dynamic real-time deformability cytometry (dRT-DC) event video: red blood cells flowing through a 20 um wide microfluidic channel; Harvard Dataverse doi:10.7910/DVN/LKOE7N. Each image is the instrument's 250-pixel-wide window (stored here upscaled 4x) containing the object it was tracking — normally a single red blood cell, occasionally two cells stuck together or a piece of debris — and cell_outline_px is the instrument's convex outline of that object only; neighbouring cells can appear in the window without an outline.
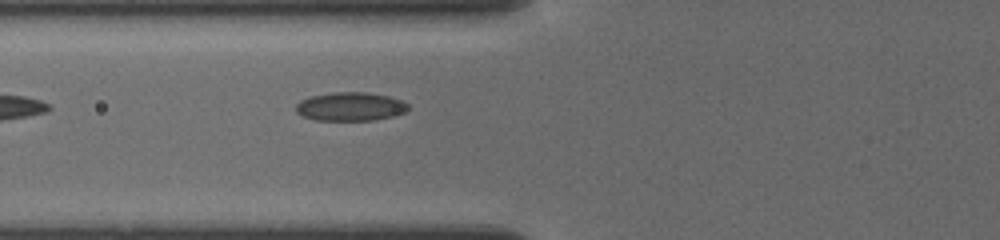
{"species": "common noctule bat (a hibernating species)", "species_latin": "Nyctalus noctula", "temperature_condition": "cold", "stored_images_in_passage": 38, "camera_frame_rate_fps": 3000, "um_per_image_px": 0.085, "animal": {"sex": "female", "body_mass_g": 19.5, "forearm_length_mm": 54.1}, "frame": {"image": 1, "passage_image": 12, "time_ms": 6.333, "image_size_px": [1000, 240], "cell_outline_px": [[408, 108], [404, 112], [392, 116], [372, 120], [316, 120], [304, 116], [296, 112], [296, 104], [300, 100], [312, 96], [332, 92], [368, 92], [388, 96], [400, 100], [408, 104]], "centroid_in_image_um": [29.76, 9.05], "position_along_channel_um": 96.0, "area_um2": 18.55}}
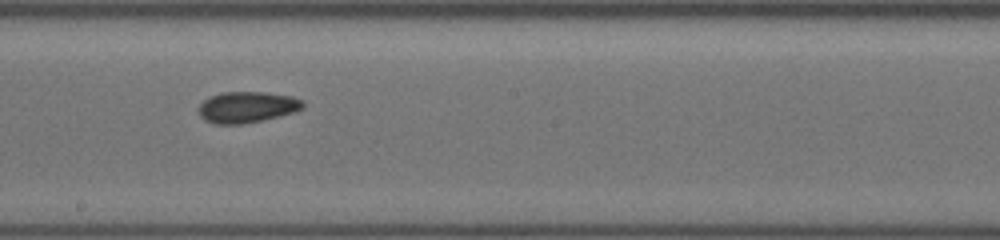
{"frame": {"image": 2, "passage_image": 20, "time_ms": 9.667, "image_size_px": [1000, 240], "cell_outline_px": [[304, 108], [296, 112], [280, 116], [240, 124], [216, 124], [200, 116], [196, 108], [204, 100], [212, 96], [224, 92], [264, 92], [292, 96], [304, 100]], "centroid_in_image_um": [21.03, 9.1], "position_along_channel_um": 227.2, "area_um2": 18.9}}
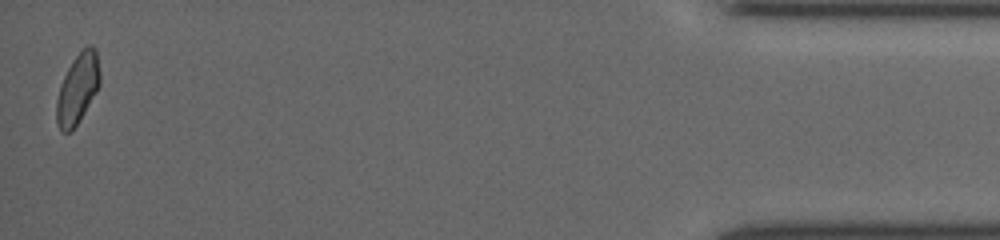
{"frame": {"image": 3, "passage_image": 38, "time_ms": 16.667, "image_size_px": [1000, 240], "cell_outline_px": [[100, 84], [96, 92], [76, 124], [68, 132], [64, 132], [60, 128], [56, 120], [56, 100], [60, 84], [68, 68], [76, 56], [88, 44], [92, 44], [96, 48], [100, 72]], "centroid_in_image_um": [6.61, 7.48], "position_along_channel_um": 428.6, "area_um2": 17.4}}